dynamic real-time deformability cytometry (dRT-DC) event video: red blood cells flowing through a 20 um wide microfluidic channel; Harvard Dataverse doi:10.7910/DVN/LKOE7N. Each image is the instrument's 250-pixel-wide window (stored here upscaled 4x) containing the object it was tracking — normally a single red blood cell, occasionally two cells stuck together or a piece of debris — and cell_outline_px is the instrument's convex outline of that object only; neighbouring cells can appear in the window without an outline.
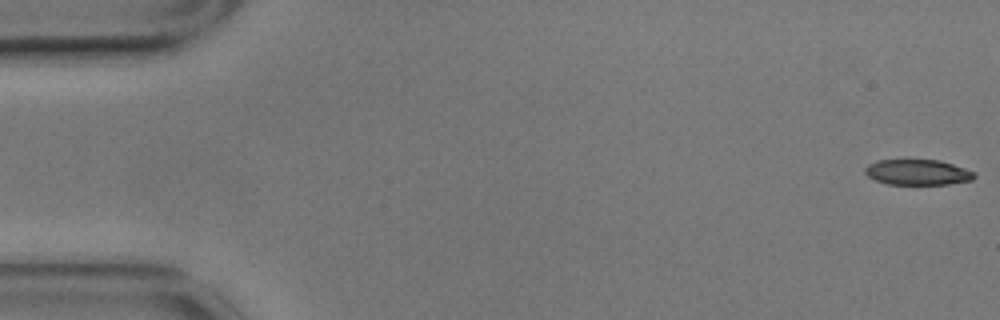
{"species": "common noctule bat (a hibernating species)", "species_latin": "Nyctalus noctula", "temperature_condition": "cold", "stored_images_in_passage": 57, "camera_frame_rate_fps": 3000, "um_per_image_px": 0.085, "animal": {"sex": "male", "body_mass_g": 17.9}, "frame": {"image": 1, "passage_image": 1, "time_ms": 0.0, "image_size_px": [1000, 320], "cell_outline_px": [[976, 176], [972, 180], [948, 184], [888, 184], [876, 180], [868, 176], [864, 172], [864, 168], [868, 164], [876, 160], [940, 160], [976, 172]], "centroid_in_image_um": [78.0, 14.64], "position_along_channel_um": 7.0, "area_um2": 16.24}}
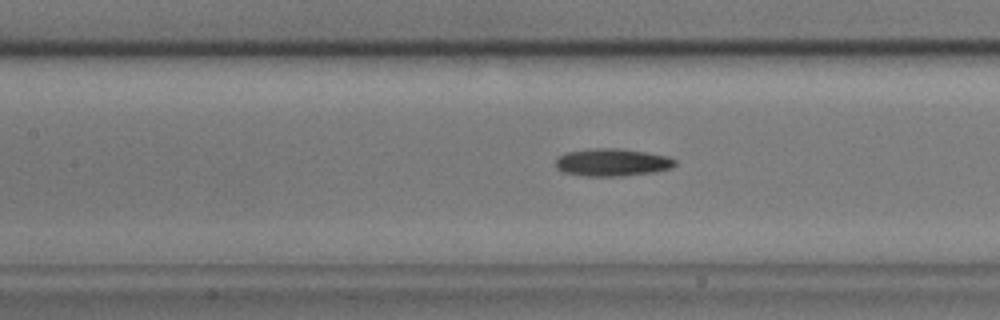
{"frame": {"image": 2, "passage_image": 25, "time_ms": 8.0, "image_size_px": [1000, 320], "cell_outline_px": [[676, 164], [672, 168], [656, 172], [624, 176], [584, 176], [564, 172], [556, 168], [556, 156], [564, 152], [592, 148], [616, 148], [644, 152], [668, 156], [676, 160]], "centroid_in_image_um": [52.02, 13.8], "position_along_channel_um": 155.4, "area_um2": 19.42}}
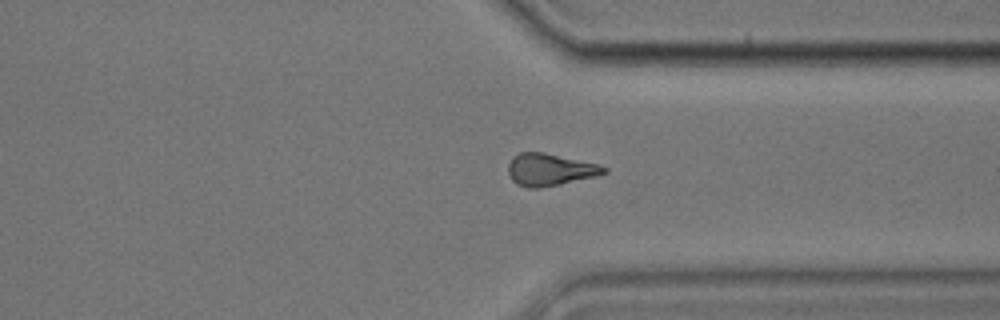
{"frame": {"image": 3, "passage_image": 43, "time_ms": 14.0, "image_size_px": [1000, 320], "cell_outline_px": [[608, 172], [596, 176], [560, 184], [540, 188], [528, 188], [516, 184], [512, 180], [508, 172], [508, 164], [512, 156], [520, 152], [544, 152], [596, 164], [608, 168]], "centroid_in_image_um": [46.7, 14.42], "position_along_channel_um": 364.7, "area_um2": 17.92}, "authors_computed_cell_mechanics": {"area_um2": 18.0336, "velocity_mm_per_s": 3.4978, "shape_relaxation_time_tau1_ms": 4.2383, "shape_relaxation_time_tau2_ms": null, "deformation_change_tau1": 0.1216, "deformation_change_tau2": null}}